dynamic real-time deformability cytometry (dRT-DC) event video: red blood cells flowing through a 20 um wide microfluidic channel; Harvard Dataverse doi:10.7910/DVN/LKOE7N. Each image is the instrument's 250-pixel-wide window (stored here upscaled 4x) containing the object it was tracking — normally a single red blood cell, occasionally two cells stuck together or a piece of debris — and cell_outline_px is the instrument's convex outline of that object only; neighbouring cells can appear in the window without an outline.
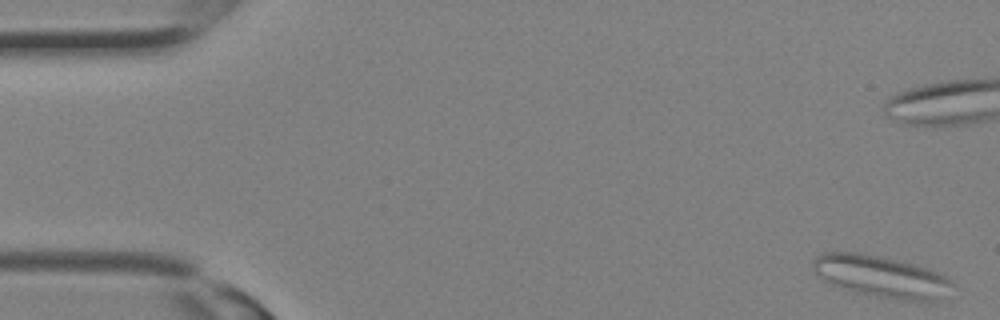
{"species": "Egyptian fruit bat (a non-hibernating species)", "species_latin": "Rousettus aegyptiacus", "temperature_condition": "room temperature", "stored_images_in_passage": 17, "camera_frame_rate_fps": 3000, "um_per_image_px": 0.085, "animal": {"sex": "female"}, "frame": {"image": 1, "passage_image": 1, "time_ms": 0.0, "image_size_px": [1000, 320], "cell_outline_px": [[956, 284], [936, 300], [904, 300], [880, 296], [864, 292], [824, 280], [812, 268], [812, 260], [816, 256], [824, 252], [856, 252], [896, 260], [928, 268], [948, 276]], "centroid_in_image_um": [74.95, 23.46], "position_along_channel_um": 10.1, "area_um2": 32.71}}
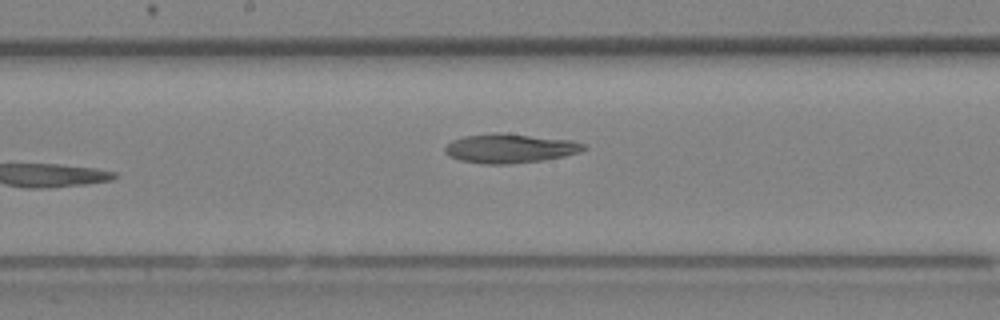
{"frame": {"image": 2, "passage_image": 17, "time_ms": 5.333, "image_size_px": [1000, 320], "cell_outline_px": [[588, 148], [580, 152], [564, 156], [544, 160], [512, 164], [484, 164], [460, 160], [448, 156], [444, 152], [444, 148], [452, 140], [464, 136], [500, 132], [572, 140], [588, 144]], "centroid_in_image_um": [43.38, 12.61], "position_along_channel_um": 204.8, "area_um2": 23.87}}